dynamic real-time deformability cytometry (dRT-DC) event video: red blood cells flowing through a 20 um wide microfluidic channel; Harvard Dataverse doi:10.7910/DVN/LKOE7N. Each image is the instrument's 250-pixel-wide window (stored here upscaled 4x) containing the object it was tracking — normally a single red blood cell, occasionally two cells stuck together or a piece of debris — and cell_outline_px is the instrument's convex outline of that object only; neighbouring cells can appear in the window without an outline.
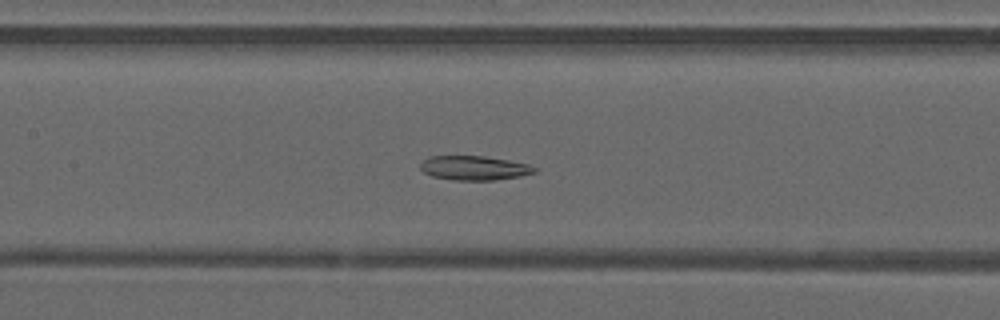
{"species": "common noctule bat (a hibernating species)", "species_latin": "Nyctalus noctula", "temperature_condition": "warm", "stored_images_in_passage": 50, "camera_frame_rate_fps": 3000, "um_per_image_px": 0.085, "animal": {"sex": "male", "forearm_length_mm": 52.5}, "frame": {"image": 1, "passage_image": 24, "time_ms": 7.667, "image_size_px": [1000, 320], "cell_outline_px": [[536, 172], [520, 176], [496, 180], [452, 180], [432, 176], [424, 172], [420, 168], [420, 164], [428, 156], [484, 156], [508, 160], [528, 164], [536, 168]], "centroid_in_image_um": [40.29, 14.28], "position_along_channel_um": 167.1, "area_um2": 16.13}}
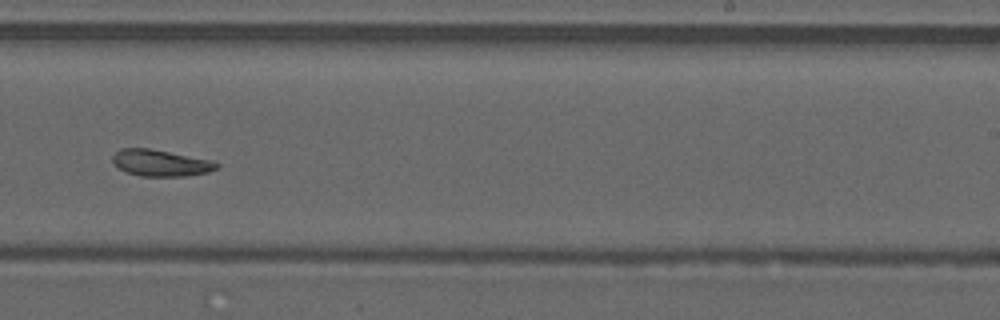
{"frame": {"image": 2, "passage_image": 32, "time_ms": 10.333, "image_size_px": [1000, 320], "cell_outline_px": [[220, 168], [208, 172], [184, 176], [140, 176], [128, 172], [120, 168], [112, 160], [112, 156], [120, 148], [148, 148], [212, 160], [220, 164]], "centroid_in_image_um": [13.69, 13.85], "position_along_channel_um": 275.3, "area_um2": 15.95}}
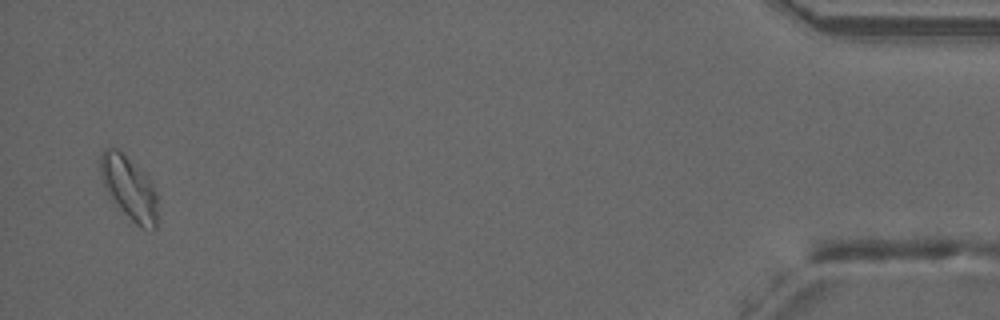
{"frame": {"image": 3, "passage_image": 49, "time_ms": 16.0, "image_size_px": [1000, 320], "cell_outline_px": [[156, 228], [140, 228], [112, 200], [104, 188], [100, 172], [100, 156], [104, 148], [108, 144], [116, 148], [144, 172], [148, 176], [156, 192]], "centroid_in_image_um": [10.94, 15.93], "position_along_channel_um": 424.3, "area_um2": 20.98}, "authors_computed_cell_mechanics": {"area_um2": 17.918, "velocity_mm_per_s": 4.0787, "shape_relaxation_time_tau1_ms": null, "shape_relaxation_time_tau2_ms": 8.8858, "deformation_change_tau1": null, "deformation_change_tau2": 0.1478}}